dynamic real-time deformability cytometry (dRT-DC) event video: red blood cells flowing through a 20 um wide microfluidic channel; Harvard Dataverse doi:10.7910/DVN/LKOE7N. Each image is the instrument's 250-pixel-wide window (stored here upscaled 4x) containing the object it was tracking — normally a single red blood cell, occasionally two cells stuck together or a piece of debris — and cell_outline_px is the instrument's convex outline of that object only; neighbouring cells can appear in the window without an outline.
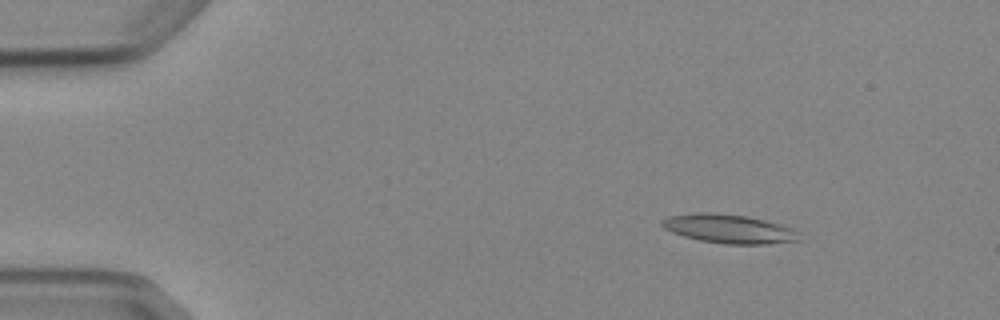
{"species": "Egyptian fruit bat (a non-hibernating species)", "species_latin": "Rousettus aegyptiacus", "temperature_condition": "cold", "stored_images_in_passage": 5, "camera_frame_rate_fps": 3000, "um_per_image_px": 0.085, "animal": {"sex": "female"}, "frame": {"image": 1, "passage_image": 1, "time_ms": 0.0, "image_size_px": [1000, 320], "cell_outline_px": [[804, 240], [768, 244], [724, 244], [700, 240], [684, 236], [672, 232], [664, 228], [660, 224], [660, 220], [668, 216], [696, 212], [712, 212], [744, 216], [764, 220], [780, 224], [792, 228], [800, 232]], "centroid_in_image_um": [61.99, 19.45], "position_along_channel_um": 23.0, "area_um2": 23.35}}
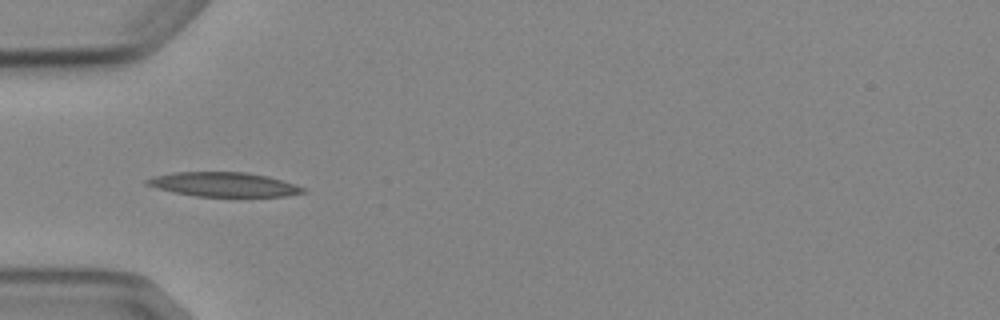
{"frame": {"image": 2, "passage_image": 4, "time_ms": 3.333, "image_size_px": [1000, 320], "cell_outline_px": [[308, 192], [284, 196], [196, 196], [172, 192], [156, 188], [144, 184], [144, 180], [152, 176], [172, 172], [248, 172], [268, 176], [296, 184], [308, 188]], "centroid_in_image_um": [19.02, 15.67], "position_along_channel_um": 66.0, "area_um2": 22.43}}
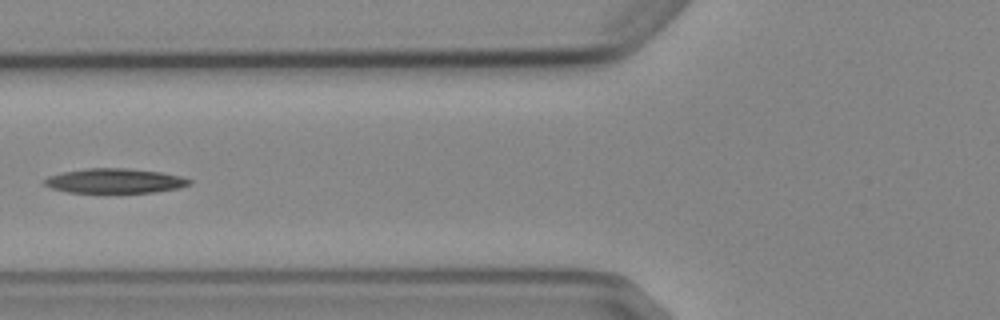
{"frame": {"image": 3, "passage_image": 5, "time_ms": 4.667, "image_size_px": [1000, 320], "cell_outline_px": [[192, 184], [180, 188], [152, 192], [68, 192], [52, 188], [44, 184], [44, 180], [48, 176], [64, 172], [88, 168], [128, 168], [160, 172], [180, 176], [192, 180]], "centroid_in_image_um": [9.79, 15.37], "position_along_channel_um": 116.0, "area_um2": 20.63}}